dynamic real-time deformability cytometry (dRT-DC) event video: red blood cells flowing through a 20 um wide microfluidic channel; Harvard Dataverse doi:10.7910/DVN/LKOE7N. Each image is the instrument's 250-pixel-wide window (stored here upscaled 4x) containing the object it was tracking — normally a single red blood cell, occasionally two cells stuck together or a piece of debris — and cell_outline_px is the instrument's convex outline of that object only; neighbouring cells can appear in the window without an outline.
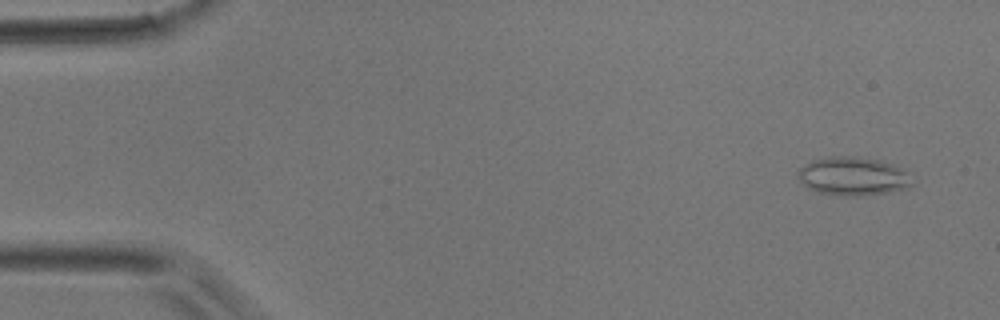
{"species": "common noctule bat (a hibernating species)", "species_latin": "Nyctalus noctula", "temperature_condition": "room temperature", "stored_images_in_passage": 26, "camera_frame_rate_fps": 3000, "um_per_image_px": 0.085, "animal": {"sex": "male", "body_mass_g": 17.9}, "frame": {"image": 1, "passage_image": 3, "time_ms": 0.667, "image_size_px": [1000, 320], "cell_outline_px": [[912, 184], [908, 188], [888, 192], [860, 196], [844, 196], [816, 192], [808, 188], [796, 176], [800, 168], [812, 160], [828, 156], [856, 156], [876, 160], [892, 164], [900, 168], [904, 172]], "centroid_in_image_um": [72.44, 14.99], "position_along_channel_um": 12.6, "area_um2": 25.37}}
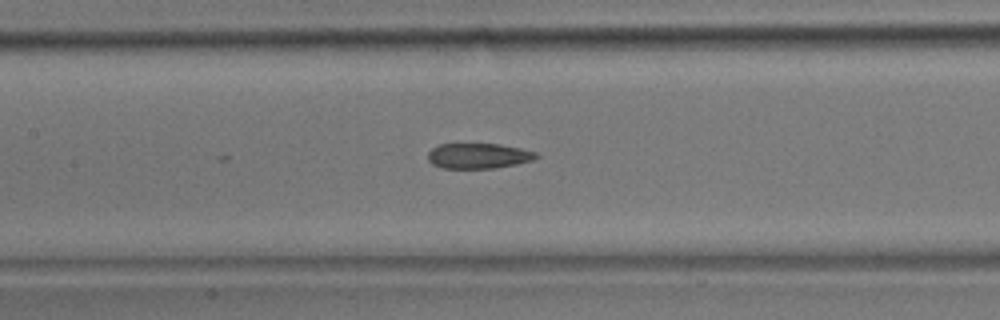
{"frame": {"image": 2, "passage_image": 22, "time_ms": 7.0, "image_size_px": [1000, 320], "cell_outline_px": [[540, 156], [532, 160], [516, 164], [496, 168], [444, 168], [432, 164], [428, 160], [428, 152], [432, 148], [440, 144], [500, 144], [520, 148], [536, 152]], "centroid_in_image_um": [40.67, 13.25], "position_along_channel_um": 166.7, "area_um2": 15.95}}
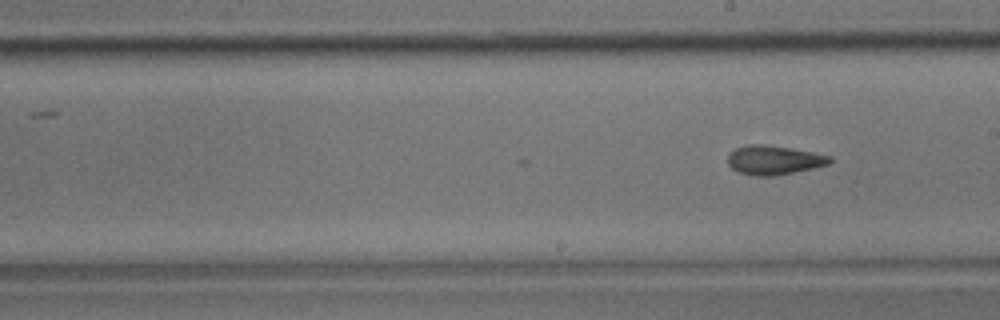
{"frame": {"image": 3, "passage_image": 26, "time_ms": 8.333, "image_size_px": [1000, 320], "cell_outline_px": [[832, 160], [828, 164], [812, 168], [772, 176], [756, 176], [736, 172], [728, 164], [728, 156], [736, 148], [748, 144], [760, 144], [788, 148], [812, 152], [832, 156]], "centroid_in_image_um": [65.76, 13.61], "position_along_channel_um": 223.2, "area_um2": 17.05}}